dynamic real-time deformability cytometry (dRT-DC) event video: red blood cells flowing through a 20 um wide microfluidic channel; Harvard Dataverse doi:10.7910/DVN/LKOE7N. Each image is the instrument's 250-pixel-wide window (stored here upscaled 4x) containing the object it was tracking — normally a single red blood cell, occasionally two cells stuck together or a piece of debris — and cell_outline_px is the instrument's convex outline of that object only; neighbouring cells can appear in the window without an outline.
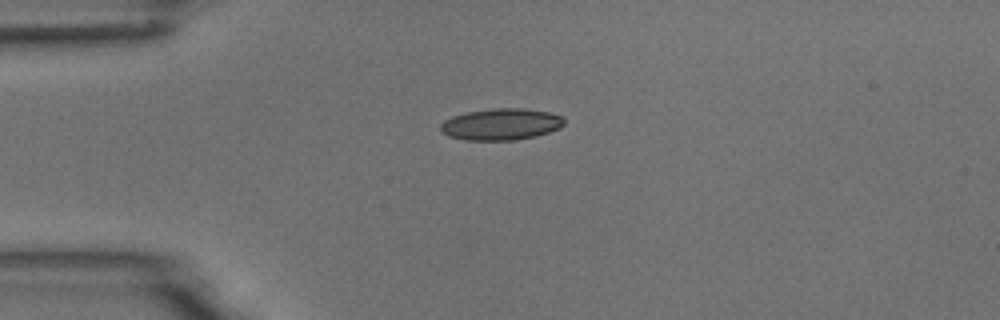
{"species": "common noctule bat (a hibernating species)", "species_latin": "Nyctalus noctula", "temperature_condition": "room temperature", "stored_images_in_passage": 7, "camera_frame_rate_fps": 3000, "um_per_image_px": 0.085, "animal": {"sex": "male", "body_mass_g": 18.8}, "frame": {"image": 1, "passage_image": 1, "time_ms": 0.0, "image_size_px": [1000, 320], "cell_outline_px": [[564, 124], [560, 128], [536, 136], [516, 140], [464, 140], [448, 136], [440, 132], [440, 124], [444, 120], [452, 116], [468, 112], [492, 108], [524, 108], [548, 112], [564, 116]], "centroid_in_image_um": [42.58, 10.56], "position_along_channel_um": 42.4, "area_um2": 22.95}}
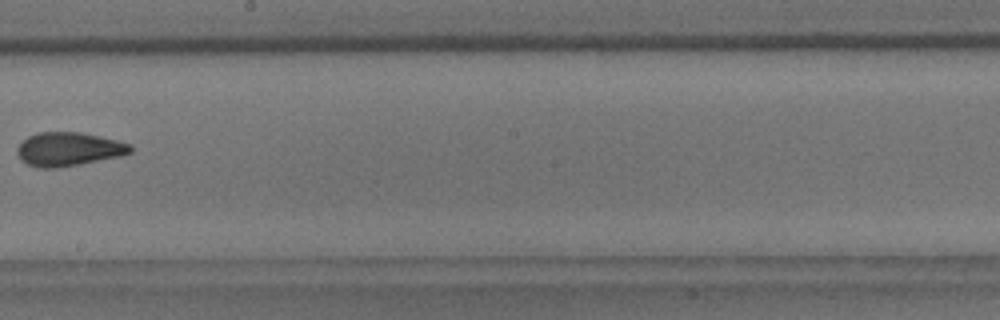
{"frame": {"image": 2, "passage_image": 6, "time_ms": 1.667, "image_size_px": [1000, 320], "cell_outline_px": [[132, 152], [120, 156], [80, 164], [56, 168], [40, 168], [28, 164], [20, 160], [16, 152], [16, 148], [28, 136], [36, 132], [80, 132], [116, 140], [132, 144]], "centroid_in_image_um": [5.81, 12.68], "position_along_channel_um": 242.4, "area_um2": 22.25}}
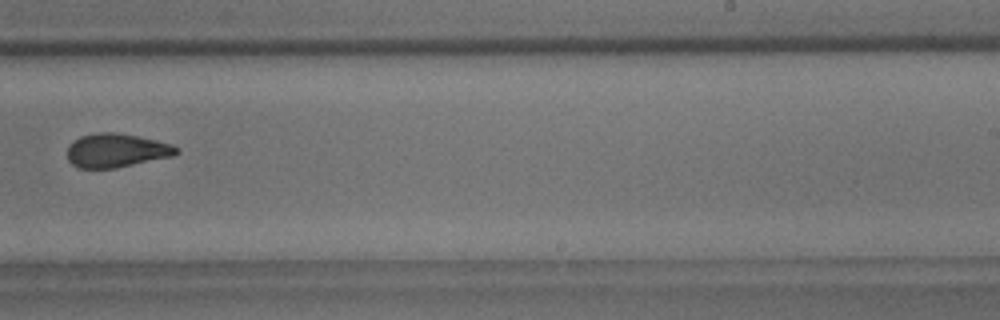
{"frame": {"image": 3, "passage_image": 7, "time_ms": 2.0, "image_size_px": [1000, 320], "cell_outline_px": [[180, 152], [172, 156], [116, 168], [80, 168], [72, 164], [68, 160], [68, 148], [72, 140], [80, 136], [96, 132], [112, 132], [136, 136], [156, 140], [172, 144], [180, 148]], "centroid_in_image_um": [9.89, 12.78], "position_along_channel_um": 279.1, "area_um2": 21.5}}